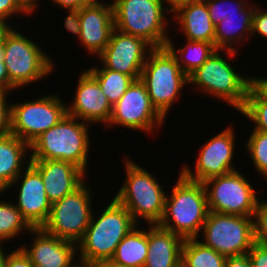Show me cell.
I'll list each match as a JSON object with an SVG mask.
<instances>
[{
    "label": "cell",
    "instance_id": "6da1fadb",
    "mask_svg": "<svg viewBox=\"0 0 267 267\" xmlns=\"http://www.w3.org/2000/svg\"><path fill=\"white\" fill-rule=\"evenodd\" d=\"M110 201L99 216L92 213L90 224L77 243L81 267L110 260L118 244L138 225L123 205L114 198Z\"/></svg>",
    "mask_w": 267,
    "mask_h": 267
},
{
    "label": "cell",
    "instance_id": "7a4b0ae2",
    "mask_svg": "<svg viewBox=\"0 0 267 267\" xmlns=\"http://www.w3.org/2000/svg\"><path fill=\"white\" fill-rule=\"evenodd\" d=\"M236 53L232 50L216 49L199 68L188 76V80L189 84H194L200 93L211 95L217 101L223 100L222 102L225 101L224 103L238 112L245 105L249 87L253 83V76L243 75L237 72L238 69L234 70L235 67L229 63V59L235 58ZM224 55H226L225 58Z\"/></svg>",
    "mask_w": 267,
    "mask_h": 267
},
{
    "label": "cell",
    "instance_id": "3957f363",
    "mask_svg": "<svg viewBox=\"0 0 267 267\" xmlns=\"http://www.w3.org/2000/svg\"><path fill=\"white\" fill-rule=\"evenodd\" d=\"M170 193L166 196L164 213L158 225L183 239L199 238L209 213L204 184L188 180L179 173Z\"/></svg>",
    "mask_w": 267,
    "mask_h": 267
},
{
    "label": "cell",
    "instance_id": "277c9868",
    "mask_svg": "<svg viewBox=\"0 0 267 267\" xmlns=\"http://www.w3.org/2000/svg\"><path fill=\"white\" fill-rule=\"evenodd\" d=\"M89 126L68 114L30 144V160H60L78 166L85 173L90 157Z\"/></svg>",
    "mask_w": 267,
    "mask_h": 267
},
{
    "label": "cell",
    "instance_id": "5b68a950",
    "mask_svg": "<svg viewBox=\"0 0 267 267\" xmlns=\"http://www.w3.org/2000/svg\"><path fill=\"white\" fill-rule=\"evenodd\" d=\"M124 158L126 176L114 199L131 213L137 224L142 219L148 225L158 224L164 213L167 196L163 186L158 182L156 174L139 166L130 156Z\"/></svg>",
    "mask_w": 267,
    "mask_h": 267
},
{
    "label": "cell",
    "instance_id": "8992f818",
    "mask_svg": "<svg viewBox=\"0 0 267 267\" xmlns=\"http://www.w3.org/2000/svg\"><path fill=\"white\" fill-rule=\"evenodd\" d=\"M115 29L139 37L153 48L166 46L170 36L164 0H113Z\"/></svg>",
    "mask_w": 267,
    "mask_h": 267
},
{
    "label": "cell",
    "instance_id": "52a82bcc",
    "mask_svg": "<svg viewBox=\"0 0 267 267\" xmlns=\"http://www.w3.org/2000/svg\"><path fill=\"white\" fill-rule=\"evenodd\" d=\"M11 28L4 37L1 54L9 76V91L24 88L52 74L55 64L40 45ZM48 55V56H47Z\"/></svg>",
    "mask_w": 267,
    "mask_h": 267
},
{
    "label": "cell",
    "instance_id": "ba28073f",
    "mask_svg": "<svg viewBox=\"0 0 267 267\" xmlns=\"http://www.w3.org/2000/svg\"><path fill=\"white\" fill-rule=\"evenodd\" d=\"M152 105L166 119L171 106L180 100L188 76L181 70L175 57L166 48H154L141 71ZM181 94V95H180Z\"/></svg>",
    "mask_w": 267,
    "mask_h": 267
},
{
    "label": "cell",
    "instance_id": "9c48e42d",
    "mask_svg": "<svg viewBox=\"0 0 267 267\" xmlns=\"http://www.w3.org/2000/svg\"><path fill=\"white\" fill-rule=\"evenodd\" d=\"M205 246L225 257L245 255L255 243L254 216L209 211L203 224Z\"/></svg>",
    "mask_w": 267,
    "mask_h": 267
},
{
    "label": "cell",
    "instance_id": "30bf717a",
    "mask_svg": "<svg viewBox=\"0 0 267 267\" xmlns=\"http://www.w3.org/2000/svg\"><path fill=\"white\" fill-rule=\"evenodd\" d=\"M84 182L74 192L51 206V212L42 229L55 237L78 243L90 224L93 213L92 187Z\"/></svg>",
    "mask_w": 267,
    "mask_h": 267
},
{
    "label": "cell",
    "instance_id": "8fae6325",
    "mask_svg": "<svg viewBox=\"0 0 267 267\" xmlns=\"http://www.w3.org/2000/svg\"><path fill=\"white\" fill-rule=\"evenodd\" d=\"M42 97L11 103L10 133L29 145L67 115V105L58 94Z\"/></svg>",
    "mask_w": 267,
    "mask_h": 267
},
{
    "label": "cell",
    "instance_id": "7c38bea8",
    "mask_svg": "<svg viewBox=\"0 0 267 267\" xmlns=\"http://www.w3.org/2000/svg\"><path fill=\"white\" fill-rule=\"evenodd\" d=\"M235 170L203 182L209 211L222 214L254 216L259 197L249 179Z\"/></svg>",
    "mask_w": 267,
    "mask_h": 267
},
{
    "label": "cell",
    "instance_id": "4fadbf2b",
    "mask_svg": "<svg viewBox=\"0 0 267 267\" xmlns=\"http://www.w3.org/2000/svg\"><path fill=\"white\" fill-rule=\"evenodd\" d=\"M166 119L150 101L145 84L134 80L124 95L112 106L107 127L118 126L133 131L153 133L162 128Z\"/></svg>",
    "mask_w": 267,
    "mask_h": 267
},
{
    "label": "cell",
    "instance_id": "5bb4252c",
    "mask_svg": "<svg viewBox=\"0 0 267 267\" xmlns=\"http://www.w3.org/2000/svg\"><path fill=\"white\" fill-rule=\"evenodd\" d=\"M235 138V130L229 125L202 145L195 162V170L186 163L182 164L179 172L188 180L203 183L210 178L237 170L233 166Z\"/></svg>",
    "mask_w": 267,
    "mask_h": 267
},
{
    "label": "cell",
    "instance_id": "9a60e30c",
    "mask_svg": "<svg viewBox=\"0 0 267 267\" xmlns=\"http://www.w3.org/2000/svg\"><path fill=\"white\" fill-rule=\"evenodd\" d=\"M153 49L145 40L114 28L109 43L98 56L103 66H92L88 69H110L138 80Z\"/></svg>",
    "mask_w": 267,
    "mask_h": 267
},
{
    "label": "cell",
    "instance_id": "2e32d148",
    "mask_svg": "<svg viewBox=\"0 0 267 267\" xmlns=\"http://www.w3.org/2000/svg\"><path fill=\"white\" fill-rule=\"evenodd\" d=\"M15 184L20 186L15 206L32 228H42L49 218L52 204L47 197L40 172L30 163L4 193L15 187Z\"/></svg>",
    "mask_w": 267,
    "mask_h": 267
},
{
    "label": "cell",
    "instance_id": "e0dca14e",
    "mask_svg": "<svg viewBox=\"0 0 267 267\" xmlns=\"http://www.w3.org/2000/svg\"><path fill=\"white\" fill-rule=\"evenodd\" d=\"M76 87L71 104H66L67 114L89 124L103 123L106 127L112 105L103 94L97 79L88 70H84L79 75Z\"/></svg>",
    "mask_w": 267,
    "mask_h": 267
},
{
    "label": "cell",
    "instance_id": "ac0fdd59",
    "mask_svg": "<svg viewBox=\"0 0 267 267\" xmlns=\"http://www.w3.org/2000/svg\"><path fill=\"white\" fill-rule=\"evenodd\" d=\"M79 18L81 33L78 41L86 53L97 58L109 43L115 28L113 5L102 3V0H90L79 9Z\"/></svg>",
    "mask_w": 267,
    "mask_h": 267
},
{
    "label": "cell",
    "instance_id": "d6986e66",
    "mask_svg": "<svg viewBox=\"0 0 267 267\" xmlns=\"http://www.w3.org/2000/svg\"><path fill=\"white\" fill-rule=\"evenodd\" d=\"M29 234L34 236L31 247L21 245L20 248L34 267H81L78 258L75 259L76 243L52 236L42 228H33Z\"/></svg>",
    "mask_w": 267,
    "mask_h": 267
},
{
    "label": "cell",
    "instance_id": "ffe728a7",
    "mask_svg": "<svg viewBox=\"0 0 267 267\" xmlns=\"http://www.w3.org/2000/svg\"><path fill=\"white\" fill-rule=\"evenodd\" d=\"M30 163L40 172L47 197L51 204L74 192L87 179V173L70 162L31 160Z\"/></svg>",
    "mask_w": 267,
    "mask_h": 267
},
{
    "label": "cell",
    "instance_id": "44dd1931",
    "mask_svg": "<svg viewBox=\"0 0 267 267\" xmlns=\"http://www.w3.org/2000/svg\"><path fill=\"white\" fill-rule=\"evenodd\" d=\"M148 227V253L144 267H181L185 239L158 224Z\"/></svg>",
    "mask_w": 267,
    "mask_h": 267
},
{
    "label": "cell",
    "instance_id": "7402d4cb",
    "mask_svg": "<svg viewBox=\"0 0 267 267\" xmlns=\"http://www.w3.org/2000/svg\"><path fill=\"white\" fill-rule=\"evenodd\" d=\"M30 161L28 143L10 132L0 136V192H4L11 185Z\"/></svg>",
    "mask_w": 267,
    "mask_h": 267
},
{
    "label": "cell",
    "instance_id": "603a6c76",
    "mask_svg": "<svg viewBox=\"0 0 267 267\" xmlns=\"http://www.w3.org/2000/svg\"><path fill=\"white\" fill-rule=\"evenodd\" d=\"M172 16L186 39L214 45L215 25L204 0L182 6Z\"/></svg>",
    "mask_w": 267,
    "mask_h": 267
},
{
    "label": "cell",
    "instance_id": "cb8c5ba5",
    "mask_svg": "<svg viewBox=\"0 0 267 267\" xmlns=\"http://www.w3.org/2000/svg\"><path fill=\"white\" fill-rule=\"evenodd\" d=\"M256 6L252 3L242 13L226 15L221 22L215 25L214 46L216 49L237 52V46L239 47L240 44L250 39Z\"/></svg>",
    "mask_w": 267,
    "mask_h": 267
},
{
    "label": "cell",
    "instance_id": "d4e9b609",
    "mask_svg": "<svg viewBox=\"0 0 267 267\" xmlns=\"http://www.w3.org/2000/svg\"><path fill=\"white\" fill-rule=\"evenodd\" d=\"M138 224L118 244L110 261L123 267H144L148 253V226Z\"/></svg>",
    "mask_w": 267,
    "mask_h": 267
},
{
    "label": "cell",
    "instance_id": "484cf974",
    "mask_svg": "<svg viewBox=\"0 0 267 267\" xmlns=\"http://www.w3.org/2000/svg\"><path fill=\"white\" fill-rule=\"evenodd\" d=\"M171 38H169L165 47L175 57L181 70L187 76L199 68L216 50L215 46L210 42L188 39H186V45L177 48Z\"/></svg>",
    "mask_w": 267,
    "mask_h": 267
},
{
    "label": "cell",
    "instance_id": "4316f807",
    "mask_svg": "<svg viewBox=\"0 0 267 267\" xmlns=\"http://www.w3.org/2000/svg\"><path fill=\"white\" fill-rule=\"evenodd\" d=\"M227 257L205 246L200 239H185L181 267H225Z\"/></svg>",
    "mask_w": 267,
    "mask_h": 267
},
{
    "label": "cell",
    "instance_id": "83f0119b",
    "mask_svg": "<svg viewBox=\"0 0 267 267\" xmlns=\"http://www.w3.org/2000/svg\"><path fill=\"white\" fill-rule=\"evenodd\" d=\"M3 194L0 192V197ZM32 229L13 202L0 201V243L19 237L24 231L28 234Z\"/></svg>",
    "mask_w": 267,
    "mask_h": 267
},
{
    "label": "cell",
    "instance_id": "f1b7e54d",
    "mask_svg": "<svg viewBox=\"0 0 267 267\" xmlns=\"http://www.w3.org/2000/svg\"><path fill=\"white\" fill-rule=\"evenodd\" d=\"M98 81L103 94L113 106L127 91L134 79L110 69H87Z\"/></svg>",
    "mask_w": 267,
    "mask_h": 267
},
{
    "label": "cell",
    "instance_id": "f546056e",
    "mask_svg": "<svg viewBox=\"0 0 267 267\" xmlns=\"http://www.w3.org/2000/svg\"><path fill=\"white\" fill-rule=\"evenodd\" d=\"M240 114L252 121L254 130L267 133V96L252 83L249 87L245 105Z\"/></svg>",
    "mask_w": 267,
    "mask_h": 267
},
{
    "label": "cell",
    "instance_id": "4dcf8cb0",
    "mask_svg": "<svg viewBox=\"0 0 267 267\" xmlns=\"http://www.w3.org/2000/svg\"><path fill=\"white\" fill-rule=\"evenodd\" d=\"M251 131L244 146L261 177L267 179V133L259 130Z\"/></svg>",
    "mask_w": 267,
    "mask_h": 267
},
{
    "label": "cell",
    "instance_id": "1f68e13d",
    "mask_svg": "<svg viewBox=\"0 0 267 267\" xmlns=\"http://www.w3.org/2000/svg\"><path fill=\"white\" fill-rule=\"evenodd\" d=\"M214 25L221 22L226 15L239 14L246 10L251 3L248 0H204ZM232 6V7H231ZM230 7V8H229ZM233 8V9H232Z\"/></svg>",
    "mask_w": 267,
    "mask_h": 267
},
{
    "label": "cell",
    "instance_id": "d6a6232c",
    "mask_svg": "<svg viewBox=\"0 0 267 267\" xmlns=\"http://www.w3.org/2000/svg\"><path fill=\"white\" fill-rule=\"evenodd\" d=\"M255 242L267 245V200H258L254 215Z\"/></svg>",
    "mask_w": 267,
    "mask_h": 267
},
{
    "label": "cell",
    "instance_id": "836d02e7",
    "mask_svg": "<svg viewBox=\"0 0 267 267\" xmlns=\"http://www.w3.org/2000/svg\"><path fill=\"white\" fill-rule=\"evenodd\" d=\"M19 16L25 14H30L20 5V3L17 0H0V22L8 24H11V21L13 17ZM10 18V19H9Z\"/></svg>",
    "mask_w": 267,
    "mask_h": 267
},
{
    "label": "cell",
    "instance_id": "e575fe53",
    "mask_svg": "<svg viewBox=\"0 0 267 267\" xmlns=\"http://www.w3.org/2000/svg\"><path fill=\"white\" fill-rule=\"evenodd\" d=\"M9 90L0 89V136L10 132L11 103L8 102Z\"/></svg>",
    "mask_w": 267,
    "mask_h": 267
},
{
    "label": "cell",
    "instance_id": "d590c367",
    "mask_svg": "<svg viewBox=\"0 0 267 267\" xmlns=\"http://www.w3.org/2000/svg\"><path fill=\"white\" fill-rule=\"evenodd\" d=\"M260 5L255 7L253 13V22H252V36H255L256 33L262 36L264 39H267V10L259 9ZM255 34V35H254Z\"/></svg>",
    "mask_w": 267,
    "mask_h": 267
},
{
    "label": "cell",
    "instance_id": "8d00e7d4",
    "mask_svg": "<svg viewBox=\"0 0 267 267\" xmlns=\"http://www.w3.org/2000/svg\"><path fill=\"white\" fill-rule=\"evenodd\" d=\"M247 254L252 267H267V245L255 242Z\"/></svg>",
    "mask_w": 267,
    "mask_h": 267
},
{
    "label": "cell",
    "instance_id": "74e56055",
    "mask_svg": "<svg viewBox=\"0 0 267 267\" xmlns=\"http://www.w3.org/2000/svg\"><path fill=\"white\" fill-rule=\"evenodd\" d=\"M6 267H34L24 251L17 247L6 256Z\"/></svg>",
    "mask_w": 267,
    "mask_h": 267
},
{
    "label": "cell",
    "instance_id": "f35d334b",
    "mask_svg": "<svg viewBox=\"0 0 267 267\" xmlns=\"http://www.w3.org/2000/svg\"><path fill=\"white\" fill-rule=\"evenodd\" d=\"M66 11H68V14L64 19V27L69 33L79 39L81 33L79 9H66Z\"/></svg>",
    "mask_w": 267,
    "mask_h": 267
},
{
    "label": "cell",
    "instance_id": "ab89813d",
    "mask_svg": "<svg viewBox=\"0 0 267 267\" xmlns=\"http://www.w3.org/2000/svg\"><path fill=\"white\" fill-rule=\"evenodd\" d=\"M225 267H252L248 254L227 257Z\"/></svg>",
    "mask_w": 267,
    "mask_h": 267
},
{
    "label": "cell",
    "instance_id": "60d3db41",
    "mask_svg": "<svg viewBox=\"0 0 267 267\" xmlns=\"http://www.w3.org/2000/svg\"><path fill=\"white\" fill-rule=\"evenodd\" d=\"M90 0H51L53 4L55 3L59 8L66 9H80L86 5Z\"/></svg>",
    "mask_w": 267,
    "mask_h": 267
},
{
    "label": "cell",
    "instance_id": "b9f144b4",
    "mask_svg": "<svg viewBox=\"0 0 267 267\" xmlns=\"http://www.w3.org/2000/svg\"><path fill=\"white\" fill-rule=\"evenodd\" d=\"M200 1H203V0H164L165 6L167 5L166 8L169 13H174L182 6L192 4L195 2H200Z\"/></svg>",
    "mask_w": 267,
    "mask_h": 267
},
{
    "label": "cell",
    "instance_id": "7bdbcfd3",
    "mask_svg": "<svg viewBox=\"0 0 267 267\" xmlns=\"http://www.w3.org/2000/svg\"><path fill=\"white\" fill-rule=\"evenodd\" d=\"M0 89L9 90V76L4 63L3 55L0 53Z\"/></svg>",
    "mask_w": 267,
    "mask_h": 267
},
{
    "label": "cell",
    "instance_id": "ee69618b",
    "mask_svg": "<svg viewBox=\"0 0 267 267\" xmlns=\"http://www.w3.org/2000/svg\"><path fill=\"white\" fill-rule=\"evenodd\" d=\"M20 5L30 14L32 15L31 13H36V10H38V1L37 0H17Z\"/></svg>",
    "mask_w": 267,
    "mask_h": 267
},
{
    "label": "cell",
    "instance_id": "f6af8a7d",
    "mask_svg": "<svg viewBox=\"0 0 267 267\" xmlns=\"http://www.w3.org/2000/svg\"><path fill=\"white\" fill-rule=\"evenodd\" d=\"M253 83L267 96V77L260 78L253 76Z\"/></svg>",
    "mask_w": 267,
    "mask_h": 267
},
{
    "label": "cell",
    "instance_id": "bcb514c9",
    "mask_svg": "<svg viewBox=\"0 0 267 267\" xmlns=\"http://www.w3.org/2000/svg\"><path fill=\"white\" fill-rule=\"evenodd\" d=\"M12 27L13 25L11 26V25L0 22V53H1L2 45H3L4 37Z\"/></svg>",
    "mask_w": 267,
    "mask_h": 267
},
{
    "label": "cell",
    "instance_id": "7dc6e473",
    "mask_svg": "<svg viewBox=\"0 0 267 267\" xmlns=\"http://www.w3.org/2000/svg\"><path fill=\"white\" fill-rule=\"evenodd\" d=\"M87 267H123V266L116 265L112 263L110 260H108V261H97L88 265Z\"/></svg>",
    "mask_w": 267,
    "mask_h": 267
},
{
    "label": "cell",
    "instance_id": "c3c4849f",
    "mask_svg": "<svg viewBox=\"0 0 267 267\" xmlns=\"http://www.w3.org/2000/svg\"><path fill=\"white\" fill-rule=\"evenodd\" d=\"M2 244L4 243H0V267H6V256L7 253L4 252V248H2Z\"/></svg>",
    "mask_w": 267,
    "mask_h": 267
}]
</instances>
